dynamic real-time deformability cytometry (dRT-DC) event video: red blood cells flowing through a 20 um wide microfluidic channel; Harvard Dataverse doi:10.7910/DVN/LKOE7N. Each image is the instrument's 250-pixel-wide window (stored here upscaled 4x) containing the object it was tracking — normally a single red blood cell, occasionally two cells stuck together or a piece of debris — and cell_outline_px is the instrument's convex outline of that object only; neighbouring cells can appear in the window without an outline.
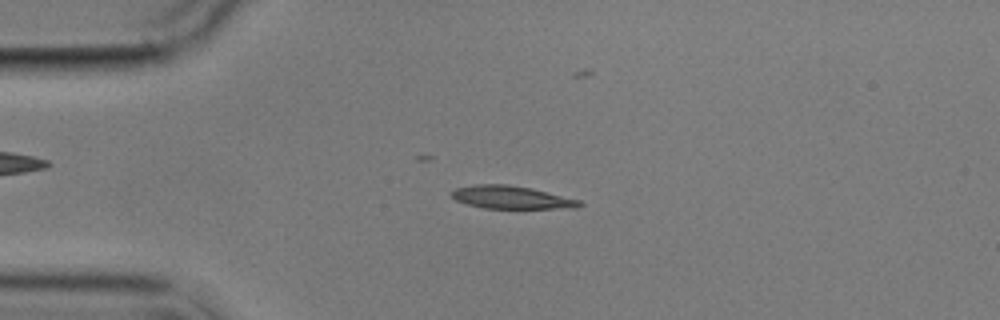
{"species": "common noctule bat (a hibernating species)", "species_latin": "Nyctalus noctula", "temperature_condition": "cold", "stored_images_in_passage": 13, "camera_frame_rate_fps": 3000, "um_per_image_px": 0.085, "animal": {"sex": "male", "body_mass_g": 17.9}, "frame": {"image": 1, "passage_image": 2, "time_ms": 2.0, "image_size_px": [1000, 320], "cell_outline_px": [[584, 204], [576, 208], [484, 208], [468, 204], [456, 200], [452, 196], [452, 192], [456, 188], [476, 184], [508, 184], [532, 188], [580, 200]], "centroid_in_image_um": [43.5, 16.77], "position_along_channel_um": 41.5, "area_um2": 16.94}}
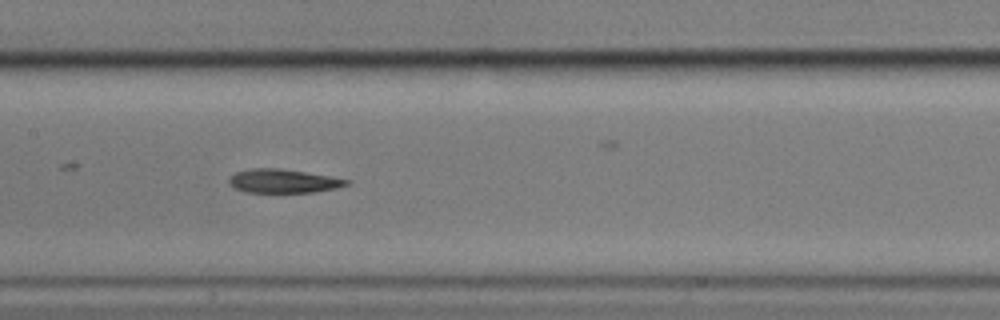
{"frame": {"image": 2, "passage_image": 6, "time_ms": 6.667, "image_size_px": [1000, 320], "cell_outline_px": [[352, 180], [348, 184], [336, 188], [312, 192], [244, 192], [228, 184], [228, 180], [236, 172], [252, 168], [280, 168]], "centroid_in_image_um": [24.06, 15.39], "position_along_channel_um": 183.3, "area_um2": 16.07}}
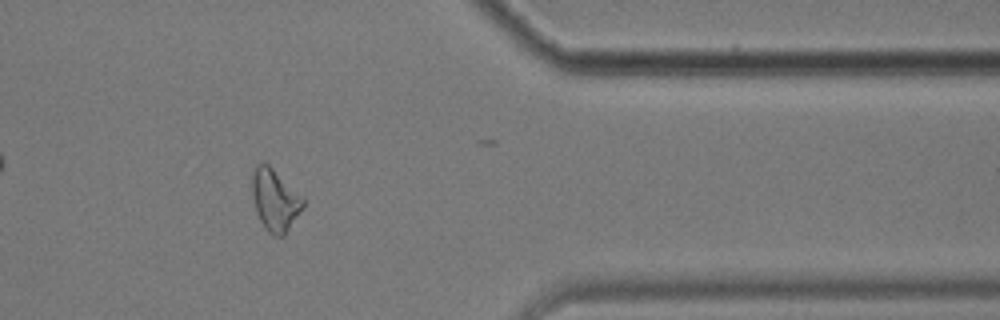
{"frame": {"image": 3, "passage_image": 11, "time_ms": 13.0, "image_size_px": [1000, 320], "cell_outline_px": [[304, 204], [300, 212], [284, 236], [276, 236], [268, 232], [264, 228], [256, 212], [252, 196], [252, 172], [256, 164], [260, 160], [268, 164], [304, 196]], "centroid_in_image_um": [23.36, 16.97], "position_along_channel_um": 388.0, "area_um2": 18.61}, "authors_computed_cell_mechanics": {"area_um2": 17.1088, "velocity_mm_per_s": 3.5189, "shape_relaxation_time_tau1_ms": null, "shape_relaxation_time_tau2_ms": 4.6264, "deformation_change_tau1": null, "deformation_change_tau2": 0.1297}}